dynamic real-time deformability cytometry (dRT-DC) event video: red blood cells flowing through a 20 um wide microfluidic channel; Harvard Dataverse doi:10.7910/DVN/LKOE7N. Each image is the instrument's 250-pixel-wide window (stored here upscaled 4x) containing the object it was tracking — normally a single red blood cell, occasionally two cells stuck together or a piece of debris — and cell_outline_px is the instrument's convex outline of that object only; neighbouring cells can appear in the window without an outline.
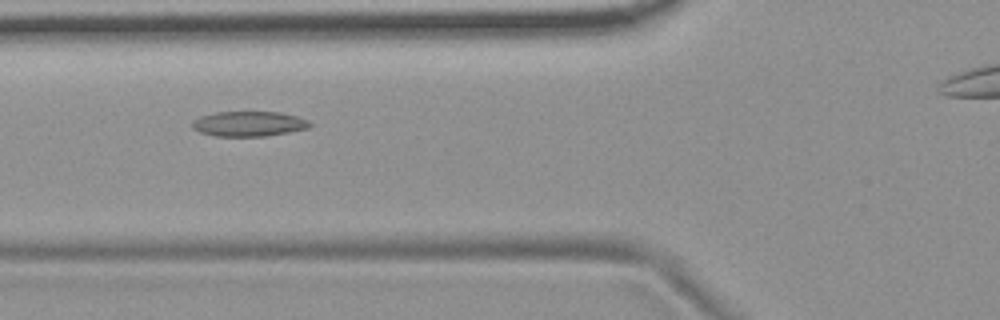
{"species": "common noctule bat (a hibernating species)", "species_latin": "Nyctalus noctula", "temperature_condition": "room temperature", "stored_images_in_passage": 35, "camera_frame_rate_fps": 3000, "um_per_image_px": 0.085, "animal": {"sex": "female", "body_mass_g": 19.9}, "frame": {"image": 1, "passage_image": 6, "time_ms": 1.667, "image_size_px": [1000, 320], "cell_outline_px": [[312, 124], [308, 128], [288, 132], [264, 136], [216, 136], [200, 132], [192, 128], [192, 120], [200, 116], [216, 112], [280, 112], [296, 116], [308, 120]], "centroid_in_image_um": [21.13, 10.52], "position_along_channel_um": 104.7, "area_um2": 17.11}}
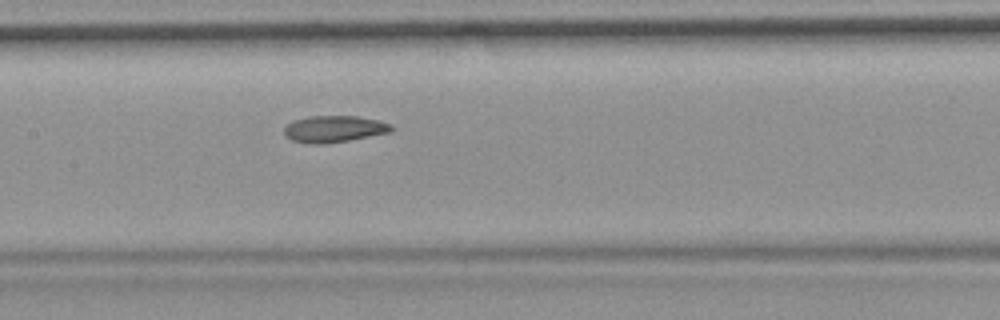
{"frame": {"image": 2, "passage_image": 12, "time_ms": 3.667, "image_size_px": [1000, 320], "cell_outline_px": [[396, 128], [392, 132], [348, 140], [324, 144], [308, 144], [292, 140], [284, 136], [284, 128], [292, 120], [312, 116], [356, 116], [376, 120], [392, 124]], "centroid_in_image_um": [28.4, 10.97], "position_along_channel_um": 179.0, "area_um2": 16.76}}
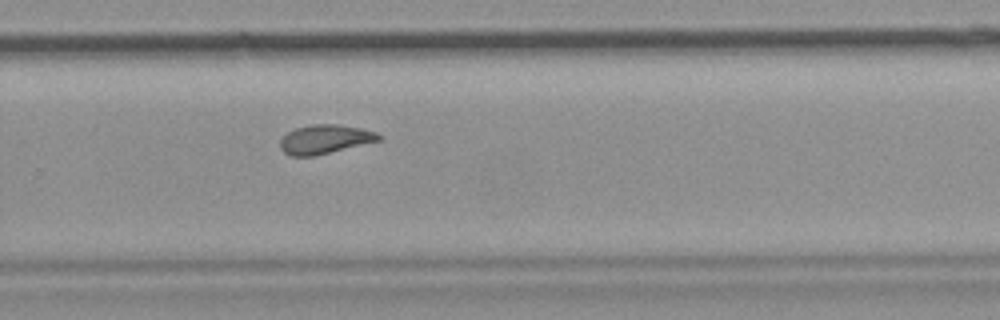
{"frame": {"image": 3, "passage_image": 22, "time_ms": 7.0, "image_size_px": [1000, 320], "cell_outline_px": [[380, 140], [316, 156], [292, 156], [284, 152], [280, 148], [280, 140], [288, 132], [296, 128], [312, 124], [336, 124], [360, 128], [376, 132], [380, 136]], "centroid_in_image_um": [27.59, 11.84], "position_along_channel_um": 302.2, "area_um2": 16.53}, "authors_computed_cell_mechanics": {"area_um2": 16.8776, "velocity_mm_per_s": 3.7181, "shape_relaxation_time_tau1_ms": null, "shape_relaxation_time_tau2_ms": 2.8853, "deformation_change_tau1": null, "deformation_change_tau2": 0.0919}}